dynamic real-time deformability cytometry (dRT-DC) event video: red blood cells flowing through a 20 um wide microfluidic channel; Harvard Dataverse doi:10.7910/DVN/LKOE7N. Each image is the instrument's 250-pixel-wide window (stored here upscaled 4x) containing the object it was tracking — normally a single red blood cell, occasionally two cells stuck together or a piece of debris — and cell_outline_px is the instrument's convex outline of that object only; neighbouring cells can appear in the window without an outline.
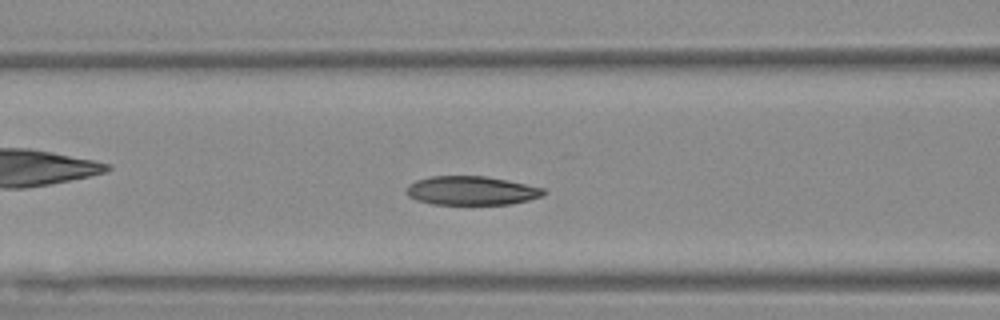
{"species": "Egyptian fruit bat (a non-hibernating species)", "species_latin": "Rousettus aegyptiacus", "temperature_condition": "warm", "stored_images_in_passage": 43, "camera_frame_rate_fps": 3000, "um_per_image_px": 0.085, "animal": {"sex": "female"}, "frame": {"image": 1, "passage_image": 10, "time_ms": 3.0, "image_size_px": [1000, 320], "cell_outline_px": [[548, 192], [540, 196], [528, 200], [512, 204], [432, 204], [416, 200], [408, 196], [404, 192], [408, 184], [416, 180], [428, 176], [484, 176], [544, 188]], "centroid_in_image_um": [40.01, 16.2], "position_along_channel_um": 126.6, "area_um2": 23.06}}
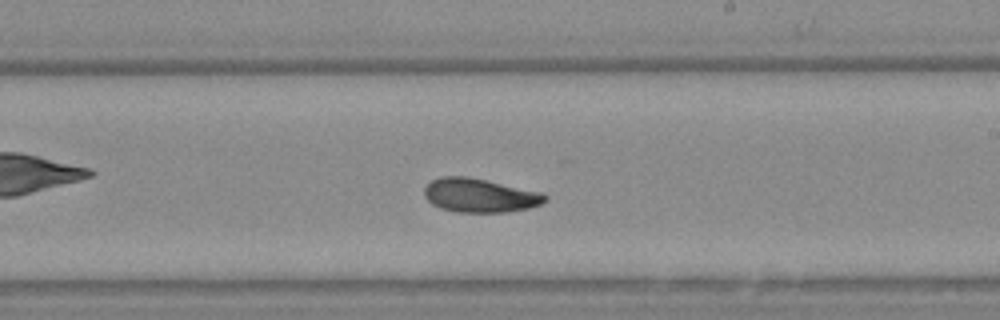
{"frame": {"image": 2, "passage_image": 20, "time_ms": 6.333, "image_size_px": [1000, 320], "cell_outline_px": [[548, 200], [540, 204], [528, 208], [508, 212], [456, 212], [440, 208], [432, 204], [424, 196], [424, 188], [432, 180], [440, 176], [468, 176], [544, 192], [548, 196]], "centroid_in_image_um": [40.8, 16.6], "position_along_channel_um": 248.2, "area_um2": 24.1}}
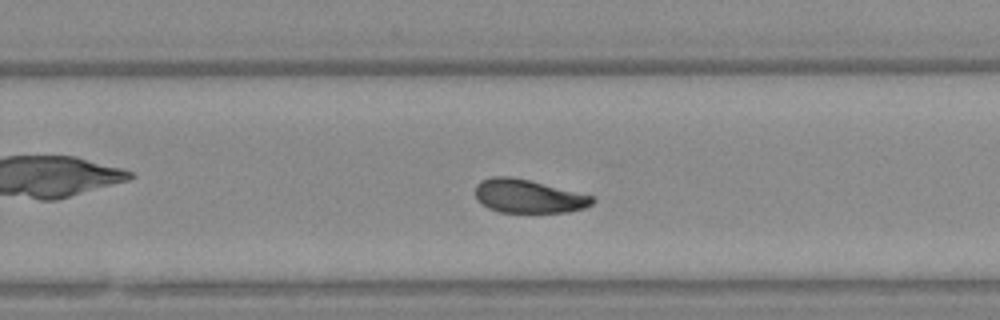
{"frame": {"image": 3, "passage_image": 23, "time_ms": 7.333, "image_size_px": [1000, 320], "cell_outline_px": [[596, 200], [592, 204], [584, 208], [568, 212], [500, 212], [488, 208], [480, 204], [476, 200], [476, 184], [480, 180], [492, 176], [512, 176], [592, 196]], "centroid_in_image_um": [44.85, 16.68], "position_along_channel_um": 284.9, "area_um2": 22.77}, "authors_computed_cell_mechanics": {"area_um2": 23.5246, "velocity_mm_per_s": 3.6692, "shape_relaxation_time_tau1_ms": 3.6579, "shape_relaxation_time_tau2_ms": 2.1106, "deformation_change_tau1": 0.1298, "deformation_change_tau2": 0.0655}}